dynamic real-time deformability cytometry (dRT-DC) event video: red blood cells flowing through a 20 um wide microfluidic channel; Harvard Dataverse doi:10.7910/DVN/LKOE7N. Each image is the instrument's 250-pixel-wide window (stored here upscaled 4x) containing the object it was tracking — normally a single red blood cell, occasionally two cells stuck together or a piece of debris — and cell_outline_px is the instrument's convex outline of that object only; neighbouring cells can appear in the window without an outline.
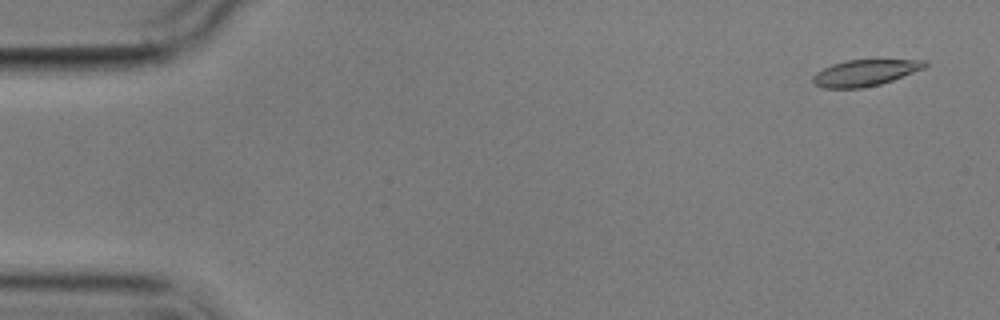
{"species": "common noctule bat (a hibernating species)", "species_latin": "Nyctalus noctula", "temperature_condition": "cold", "stored_images_in_passage": 2, "camera_frame_rate_fps": 3000, "um_per_image_px": 0.085, "animal": {"sex": "male", "body_mass_g": 17.9}, "frame": {"image": 1, "passage_image": 1, "time_ms": 0.0, "image_size_px": [1000, 320], "cell_outline_px": [[928, 64], [924, 68], [892, 80], [880, 84], [864, 88], [824, 88], [816, 84], [812, 80], [812, 76], [816, 72], [832, 64], [848, 60], [928, 60]], "centroid_in_image_um": [73.52, 6.19], "position_along_channel_um": 11.5, "area_um2": 16.99}}